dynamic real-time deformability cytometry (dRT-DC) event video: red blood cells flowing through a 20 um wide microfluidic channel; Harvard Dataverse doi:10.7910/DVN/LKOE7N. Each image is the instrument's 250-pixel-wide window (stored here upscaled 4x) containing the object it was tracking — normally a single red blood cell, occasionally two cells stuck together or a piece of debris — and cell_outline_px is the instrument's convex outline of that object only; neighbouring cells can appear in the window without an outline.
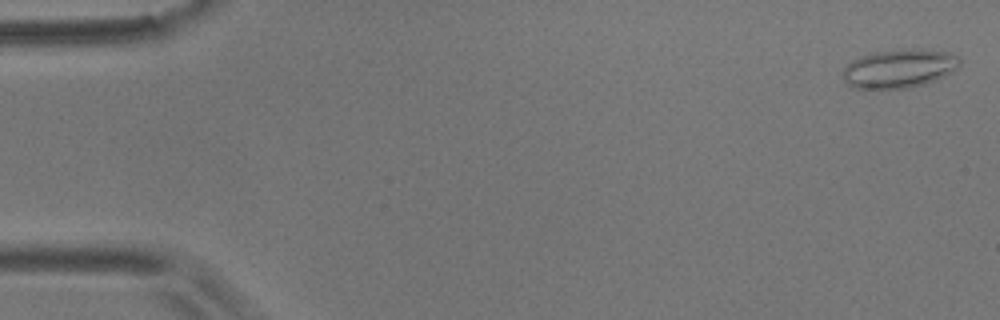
{"species": "common noctule bat (a hibernating species)", "species_latin": "Nyctalus noctula", "temperature_condition": "room temperature", "stored_images_in_passage": 11, "camera_frame_rate_fps": 3000, "um_per_image_px": 0.085, "animal": {"sex": "male", "body_mass_g": 17.9}, "frame": {"image": 1, "passage_image": 1, "time_ms": 0.0, "image_size_px": [1000, 320], "cell_outline_px": [[960, 64], [952, 72], [944, 76], [924, 84], [908, 88], [852, 88], [844, 80], [844, 68], [852, 60], [868, 52], [916, 48], [920, 48], [952, 52], [960, 60]], "centroid_in_image_um": [76.44, 5.8], "position_along_channel_um": 8.6, "area_um2": 26.47}}
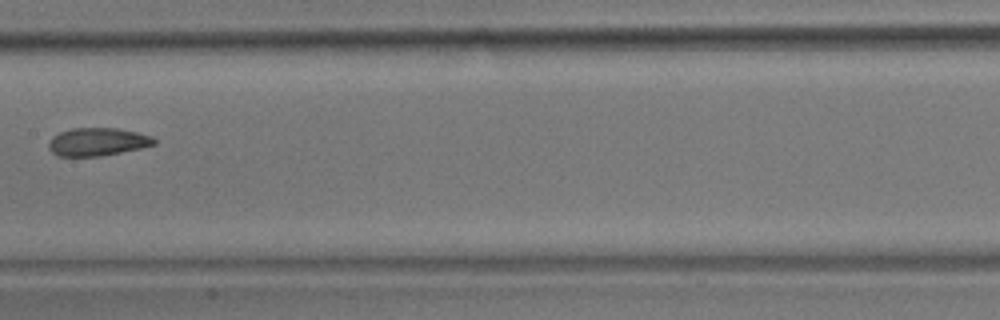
{"frame": {"image": 2, "passage_image": 8, "time_ms": 2.333, "image_size_px": [1000, 320], "cell_outline_px": [[156, 144], [140, 148], [100, 156], [56, 156], [48, 148], [48, 144], [52, 136], [60, 132], [72, 128], [120, 128], [152, 136], [156, 140]], "centroid_in_image_um": [8.27, 12.05], "position_along_channel_um": 199.1, "area_um2": 17.22}}
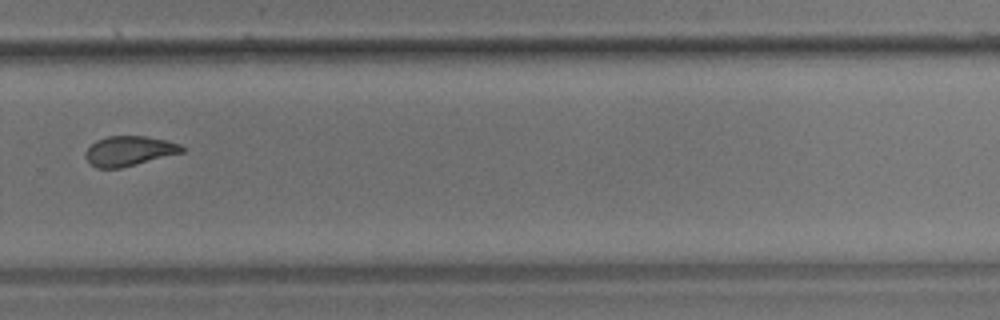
{"frame": {"image": 3, "passage_image": 11, "time_ms": 3.333, "image_size_px": [1000, 320], "cell_outline_px": [[184, 152], [120, 168], [96, 168], [84, 156], [84, 152], [96, 140], [108, 136], [144, 136], [164, 140], [180, 144], [184, 148]], "centroid_in_image_um": [10.96, 12.83], "position_along_channel_um": 318.8, "area_um2": 16.59}}